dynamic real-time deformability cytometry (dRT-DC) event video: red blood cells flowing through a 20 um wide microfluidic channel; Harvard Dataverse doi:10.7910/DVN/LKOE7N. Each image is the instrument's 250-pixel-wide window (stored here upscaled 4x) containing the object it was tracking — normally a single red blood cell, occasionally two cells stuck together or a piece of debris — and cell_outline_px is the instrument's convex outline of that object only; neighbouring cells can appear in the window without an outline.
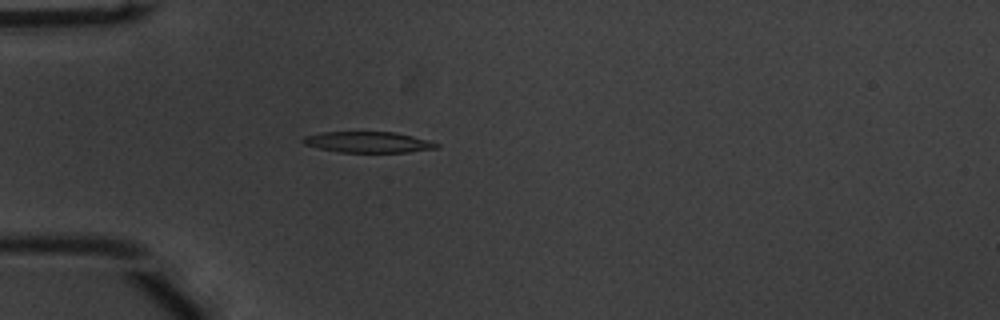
{"species": "common noctule bat (a hibernating species)", "species_latin": "Nyctalus noctula", "temperature_condition": "warm", "stored_images_in_passage": 45, "camera_frame_rate_fps": 3000, "um_per_image_px": 0.085, "animal": {"sex": "male", "body_mass_g": 20.1, "forearm_length_mm": 53.5}, "frame": {"image": 1, "passage_image": 7, "time_ms": 2.0, "image_size_px": [1000, 320], "cell_outline_px": [[440, 148], [408, 152], [340, 152], [320, 148], [304, 144], [300, 140], [304, 136], [320, 132], [396, 132], [428, 140], [440, 144]], "centroid_in_image_um": [31.3, 12.08], "position_along_channel_um": 53.7, "area_um2": 16.3}}
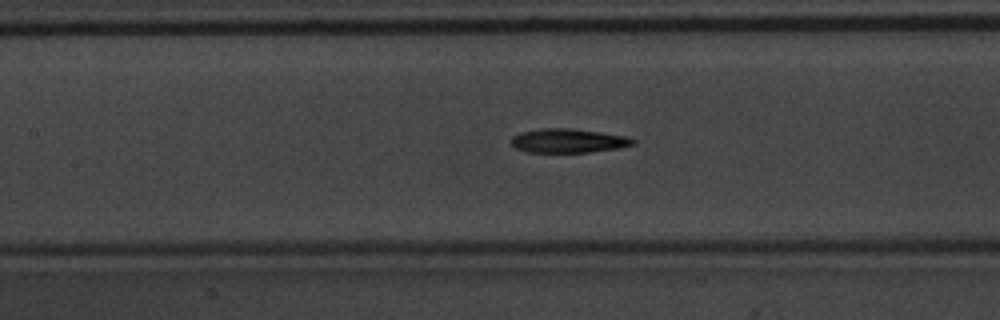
{"frame": {"image": 2, "passage_image": 16, "time_ms": 5.0, "image_size_px": [1000, 320], "cell_outline_px": [[636, 144], [616, 148], [588, 152], [528, 152], [516, 148], [512, 144], [512, 136], [520, 132], [540, 128], [572, 128], [600, 132], [624, 136], [636, 140]], "centroid_in_image_um": [48.28, 11.95], "position_along_channel_um": 159.1, "area_um2": 16.94}}
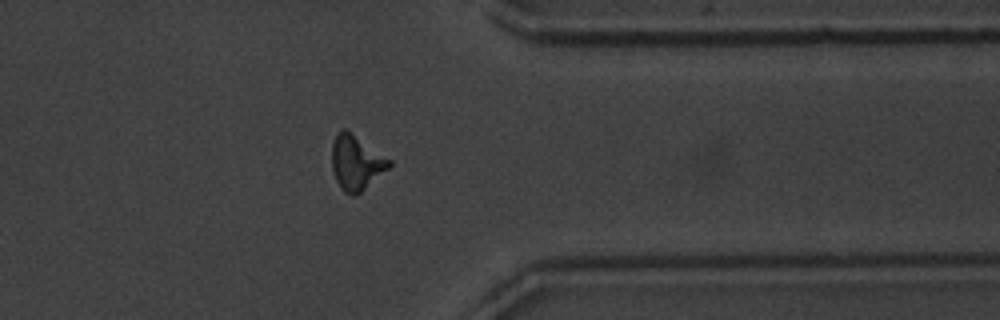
{"frame": {"image": 3, "passage_image": 34, "time_ms": 11.0, "image_size_px": [1000, 320], "cell_outline_px": [[392, 164], [388, 168], [360, 192], [344, 192], [340, 188], [336, 180], [332, 168], [332, 144], [336, 132], [340, 128], [344, 128], [392, 160]], "centroid_in_image_um": [30.26, 13.77], "position_along_channel_um": 381.1, "area_um2": 17.86}, "authors_computed_cell_mechanics": {"area_um2": 16.9354, "velocity_mm_per_s": 3.8234, "shape_relaxation_time_tau1_ms": 4.8926, "shape_relaxation_time_tau2_ms": 3.7362, "deformation_change_tau1": 0.194, "deformation_change_tau2": 0.1509}}